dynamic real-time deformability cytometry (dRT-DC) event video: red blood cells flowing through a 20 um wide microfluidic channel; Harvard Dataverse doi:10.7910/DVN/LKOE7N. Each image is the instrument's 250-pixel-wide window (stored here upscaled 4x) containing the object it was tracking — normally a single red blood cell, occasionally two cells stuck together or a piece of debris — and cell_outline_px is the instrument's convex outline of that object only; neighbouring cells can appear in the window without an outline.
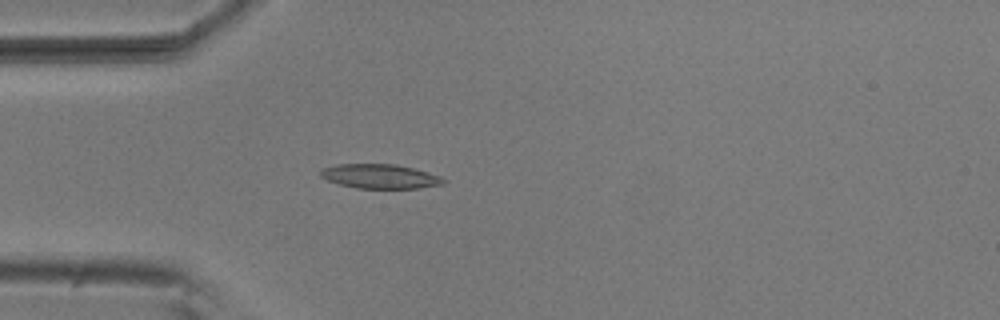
{"species": "common noctule bat (a hibernating species)", "species_latin": "Nyctalus noctula", "temperature_condition": "room temperature", "stored_images_in_passage": 2, "camera_frame_rate_fps": 3000, "um_per_image_px": 0.085, "animal": {"sex": "male", "body_mass_g": 20.5, "forearm_length_mm": 52.5}, "frame": {"image": 1, "passage_image": 2, "time_ms": 0.333, "image_size_px": [1000, 320], "cell_outline_px": [[444, 184], [420, 188], [356, 188], [340, 184], [328, 180], [320, 176], [320, 168], [336, 164], [396, 164], [428, 172], [440, 176], [444, 180]], "centroid_in_image_um": [32.27, 14.98], "position_along_channel_um": 52.7, "area_um2": 17.4}}